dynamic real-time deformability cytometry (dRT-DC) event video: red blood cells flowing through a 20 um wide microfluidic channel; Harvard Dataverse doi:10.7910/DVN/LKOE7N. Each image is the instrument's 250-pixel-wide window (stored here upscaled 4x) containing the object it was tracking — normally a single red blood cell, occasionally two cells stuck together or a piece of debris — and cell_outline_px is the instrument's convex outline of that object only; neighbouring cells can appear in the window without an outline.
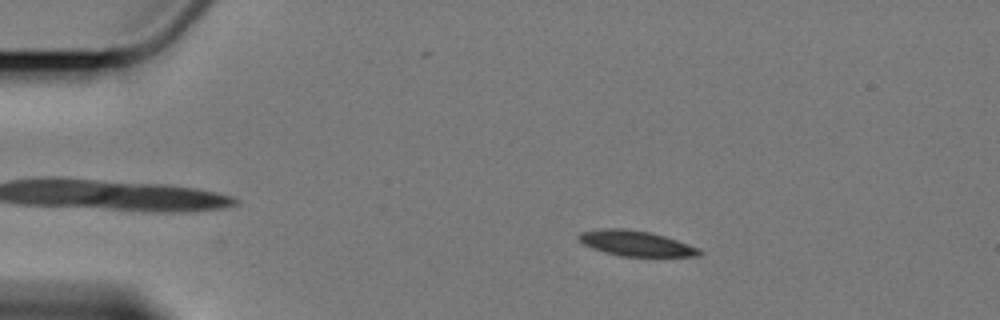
{"species": "Egyptian fruit bat (a non-hibernating species)", "species_latin": "Rousettus aegyptiacus", "temperature_condition": "cold", "stored_images_in_passage": 6, "camera_frame_rate_fps": 3000, "um_per_image_px": 0.085, "animal": {"sex": "female"}, "frame": {"image": 1, "passage_image": 4, "time_ms": 3.333, "image_size_px": [1000, 320], "cell_outline_px": [[704, 252], [700, 256], [620, 256], [604, 252], [592, 248], [584, 244], [576, 236], [580, 232], [604, 228], [620, 228], [648, 232], [664, 236], [700, 248]], "centroid_in_image_um": [54.05, 20.69], "position_along_channel_um": 30.9, "area_um2": 17.69}}